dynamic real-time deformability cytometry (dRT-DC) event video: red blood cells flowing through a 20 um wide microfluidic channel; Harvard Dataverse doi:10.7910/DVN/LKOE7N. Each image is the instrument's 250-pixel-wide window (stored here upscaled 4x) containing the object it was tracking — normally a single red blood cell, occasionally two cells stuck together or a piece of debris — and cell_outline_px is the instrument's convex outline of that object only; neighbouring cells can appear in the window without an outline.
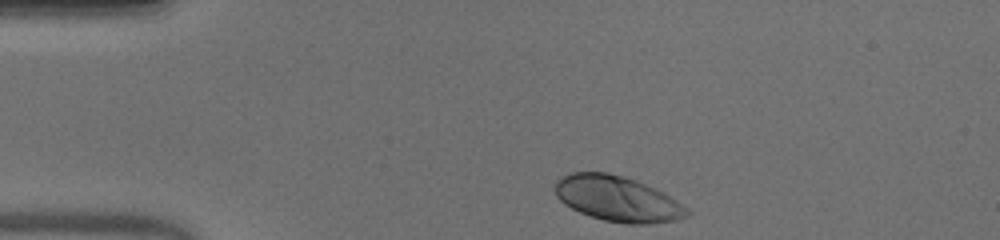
{"species": "human", "species_latin": "Homo sapiens", "temperature_condition": "warm", "stored_images_in_passage": 43, "camera_frame_rate_fps": 3000, "um_per_image_px": 0.085, "donor": {"sex": "male"}, "frame": {"image": 1, "passage_image": 1, "time_ms": 0.0, "image_size_px": [1000, 240], "cell_outline_px": [[692, 212], [688, 216], [676, 220], [648, 224], [628, 224], [604, 220], [580, 212], [564, 204], [556, 196], [552, 188], [556, 180], [560, 176], [568, 172], [608, 172], [624, 176], [656, 188], [664, 192], [688, 208]], "centroid_in_image_um": [52.47, 16.88], "position_along_channel_um": 32.5, "area_um2": 35.32}}
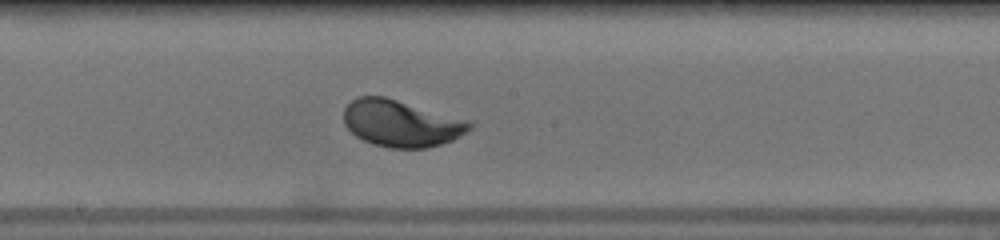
{"frame": {"image": 2, "passage_image": 19, "time_ms": 6.0, "image_size_px": [1000, 240], "cell_outline_px": [[472, 128], [452, 140], [428, 148], [388, 148], [372, 144], [356, 136], [344, 124], [344, 108], [356, 96], [384, 96], [468, 120], [472, 124]], "centroid_in_image_um": [34.07, 10.49], "position_along_channel_um": 214.1, "area_um2": 34.1}}
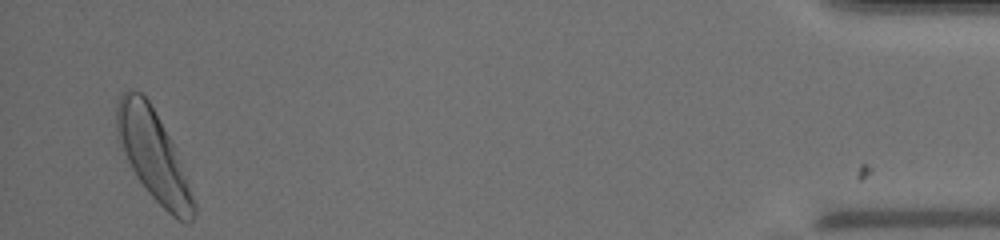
{"frame": {"image": 3, "passage_image": 41, "time_ms": 13.333, "image_size_px": [1000, 240], "cell_outline_px": [[196, 216], [188, 224], [184, 224], [172, 216], [148, 192], [132, 168], [128, 160], [116, 132], [116, 104], [120, 96], [128, 88], [140, 92], [148, 100], [168, 136], [172, 144], [196, 204]], "centroid_in_image_um": [13.03, 13.23], "position_along_channel_um": 422.2, "area_um2": 39.02}, "authors_computed_cell_mechanics": {"area_um2": 34.102, "velocity_mm_per_s": 3.9176, "shape_relaxation_time_tau1_ms": 2.6316, "shape_relaxation_time_tau2_ms": null, "deformation_change_tau1": 0.1448, "deformation_change_tau2": null}}